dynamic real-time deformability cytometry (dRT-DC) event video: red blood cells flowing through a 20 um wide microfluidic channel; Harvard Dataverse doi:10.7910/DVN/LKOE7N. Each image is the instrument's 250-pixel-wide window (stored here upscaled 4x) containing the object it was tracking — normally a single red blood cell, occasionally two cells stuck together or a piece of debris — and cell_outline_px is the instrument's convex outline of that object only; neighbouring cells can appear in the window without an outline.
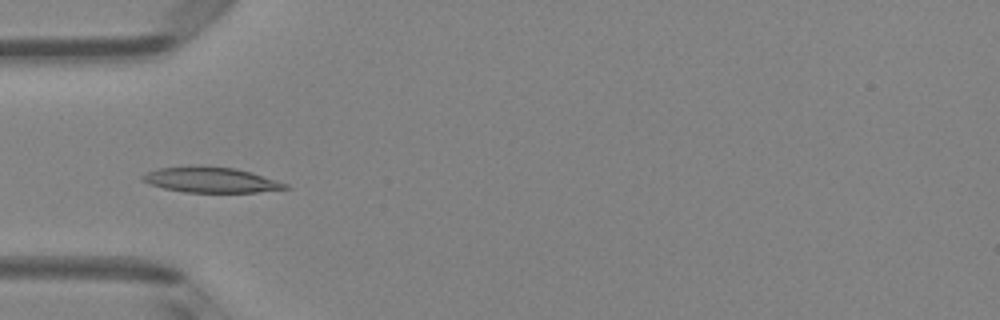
{"species": "Egyptian fruit bat (a non-hibernating species)", "species_latin": "Rousettus aegyptiacus", "temperature_condition": "room temperature", "stored_images_in_passage": 6, "camera_frame_rate_fps": 3000, "um_per_image_px": 0.085, "animal": {"sex": "female"}, "frame": {"image": 1, "passage_image": 5, "time_ms": 4.667, "image_size_px": [1000, 320], "cell_outline_px": [[292, 188], [256, 192], [184, 192], [164, 188], [140, 180], [140, 176], [156, 168], [200, 164], [236, 168], [252, 172], [288, 184]], "centroid_in_image_um": [17.91, 15.26], "position_along_channel_um": 67.1, "area_um2": 21.5}}
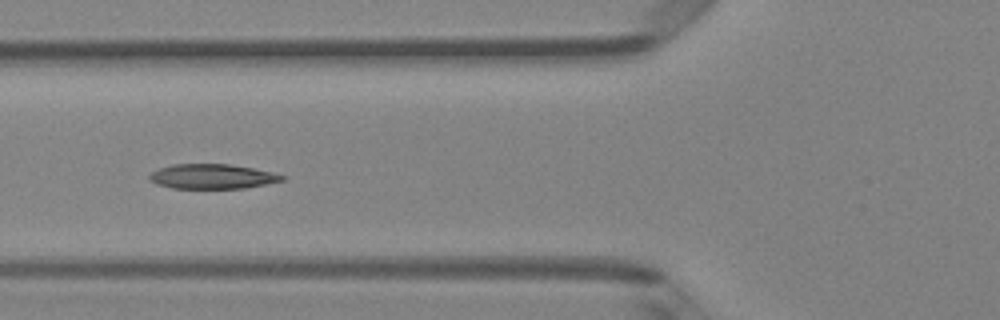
{"frame": {"image": 2, "passage_image": 6, "time_ms": 5.667, "image_size_px": [1000, 320], "cell_outline_px": [[288, 180], [244, 188], [172, 188], [156, 184], [148, 180], [148, 176], [152, 172], [160, 168], [172, 164], [232, 164], [272, 172], [288, 176]], "centroid_in_image_um": [18.08, 15.0], "position_along_channel_um": 107.7, "area_um2": 19.31}}